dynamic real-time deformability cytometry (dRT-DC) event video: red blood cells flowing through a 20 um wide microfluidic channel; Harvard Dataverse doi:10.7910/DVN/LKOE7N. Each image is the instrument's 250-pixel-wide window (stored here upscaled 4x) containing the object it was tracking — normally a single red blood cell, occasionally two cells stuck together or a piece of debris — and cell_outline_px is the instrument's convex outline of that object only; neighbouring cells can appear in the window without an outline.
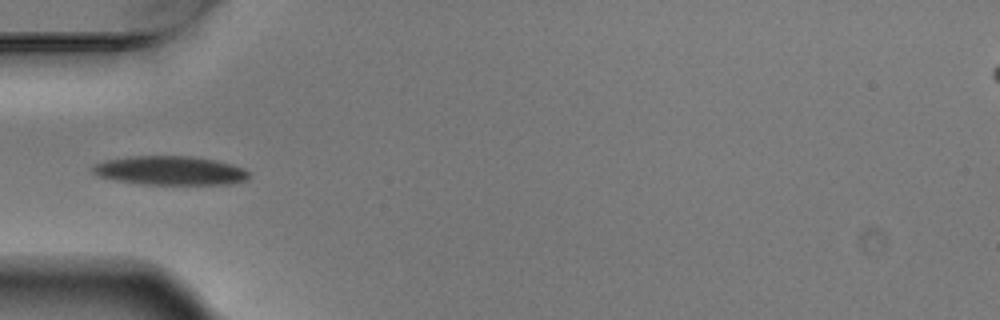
{"species": "Egyptian fruit bat (a non-hibernating species)", "species_latin": "Rousettus aegyptiacus", "temperature_condition": "warm", "stored_images_in_passage": 5, "camera_frame_rate_fps": 3000, "um_per_image_px": 0.085, "animal": {"sex": "male"}, "frame": {"image": 1, "passage_image": 5, "time_ms": 1.333, "image_size_px": [1000, 320], "cell_outline_px": [[248, 176], [244, 180], [228, 184], [140, 184], [116, 180], [96, 176], [88, 168], [92, 164], [104, 160], [128, 156], [192, 156], [216, 160], [244, 168], [248, 172]], "centroid_in_image_um": [14.35, 14.49], "position_along_channel_um": 70.6, "area_um2": 26.53}}